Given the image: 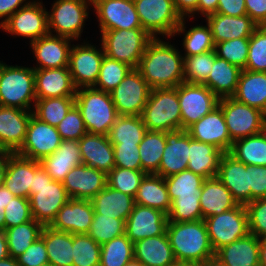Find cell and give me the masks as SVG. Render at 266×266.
Returning <instances> with one entry per match:
<instances>
[{
  "label": "cell",
  "mask_w": 266,
  "mask_h": 266,
  "mask_svg": "<svg viewBox=\"0 0 266 266\" xmlns=\"http://www.w3.org/2000/svg\"><path fill=\"white\" fill-rule=\"evenodd\" d=\"M16 259L20 266H42L49 264L44 240L39 237Z\"/></svg>",
  "instance_id": "59"
},
{
  "label": "cell",
  "mask_w": 266,
  "mask_h": 266,
  "mask_svg": "<svg viewBox=\"0 0 266 266\" xmlns=\"http://www.w3.org/2000/svg\"><path fill=\"white\" fill-rule=\"evenodd\" d=\"M62 138L56 127L42 122L31 115L24 143L16 154L41 161L43 158L54 153L61 145Z\"/></svg>",
  "instance_id": "18"
},
{
  "label": "cell",
  "mask_w": 266,
  "mask_h": 266,
  "mask_svg": "<svg viewBox=\"0 0 266 266\" xmlns=\"http://www.w3.org/2000/svg\"><path fill=\"white\" fill-rule=\"evenodd\" d=\"M182 18L180 25L176 28L173 38L177 35L183 34L182 47L184 53L183 57H191L194 55L206 53L215 50V44L210 26L206 25H193L188 30L186 29V20Z\"/></svg>",
  "instance_id": "41"
},
{
  "label": "cell",
  "mask_w": 266,
  "mask_h": 266,
  "mask_svg": "<svg viewBox=\"0 0 266 266\" xmlns=\"http://www.w3.org/2000/svg\"><path fill=\"white\" fill-rule=\"evenodd\" d=\"M82 163L106 175L115 167L113 145L108 136L86 133L78 140Z\"/></svg>",
  "instance_id": "29"
},
{
  "label": "cell",
  "mask_w": 266,
  "mask_h": 266,
  "mask_svg": "<svg viewBox=\"0 0 266 266\" xmlns=\"http://www.w3.org/2000/svg\"><path fill=\"white\" fill-rule=\"evenodd\" d=\"M166 233L177 263L208 265L214 262L205 221H168Z\"/></svg>",
  "instance_id": "2"
},
{
  "label": "cell",
  "mask_w": 266,
  "mask_h": 266,
  "mask_svg": "<svg viewBox=\"0 0 266 266\" xmlns=\"http://www.w3.org/2000/svg\"><path fill=\"white\" fill-rule=\"evenodd\" d=\"M166 146L155 173L163 178L187 170L190 153V134L187 130L177 129L165 132Z\"/></svg>",
  "instance_id": "23"
},
{
  "label": "cell",
  "mask_w": 266,
  "mask_h": 266,
  "mask_svg": "<svg viewBox=\"0 0 266 266\" xmlns=\"http://www.w3.org/2000/svg\"><path fill=\"white\" fill-rule=\"evenodd\" d=\"M249 233L257 238L266 236V198L254 199L245 205Z\"/></svg>",
  "instance_id": "56"
},
{
  "label": "cell",
  "mask_w": 266,
  "mask_h": 266,
  "mask_svg": "<svg viewBox=\"0 0 266 266\" xmlns=\"http://www.w3.org/2000/svg\"><path fill=\"white\" fill-rule=\"evenodd\" d=\"M94 215L91 200L70 198L49 225L54 230L71 234H88Z\"/></svg>",
  "instance_id": "22"
},
{
  "label": "cell",
  "mask_w": 266,
  "mask_h": 266,
  "mask_svg": "<svg viewBox=\"0 0 266 266\" xmlns=\"http://www.w3.org/2000/svg\"><path fill=\"white\" fill-rule=\"evenodd\" d=\"M123 266H144V265L140 261L133 259Z\"/></svg>",
  "instance_id": "71"
},
{
  "label": "cell",
  "mask_w": 266,
  "mask_h": 266,
  "mask_svg": "<svg viewBox=\"0 0 266 266\" xmlns=\"http://www.w3.org/2000/svg\"><path fill=\"white\" fill-rule=\"evenodd\" d=\"M74 40L47 34L30 44L33 58L37 64L33 69H51L68 67L69 54Z\"/></svg>",
  "instance_id": "21"
},
{
  "label": "cell",
  "mask_w": 266,
  "mask_h": 266,
  "mask_svg": "<svg viewBox=\"0 0 266 266\" xmlns=\"http://www.w3.org/2000/svg\"><path fill=\"white\" fill-rule=\"evenodd\" d=\"M265 130H266V112L264 113Z\"/></svg>",
  "instance_id": "73"
},
{
  "label": "cell",
  "mask_w": 266,
  "mask_h": 266,
  "mask_svg": "<svg viewBox=\"0 0 266 266\" xmlns=\"http://www.w3.org/2000/svg\"><path fill=\"white\" fill-rule=\"evenodd\" d=\"M181 111V129L191 125L218 106L219 98L203 84L180 83L177 86Z\"/></svg>",
  "instance_id": "15"
},
{
  "label": "cell",
  "mask_w": 266,
  "mask_h": 266,
  "mask_svg": "<svg viewBox=\"0 0 266 266\" xmlns=\"http://www.w3.org/2000/svg\"><path fill=\"white\" fill-rule=\"evenodd\" d=\"M210 26L214 44L236 38H250L258 25L246 14L228 16L215 13L205 18Z\"/></svg>",
  "instance_id": "30"
},
{
  "label": "cell",
  "mask_w": 266,
  "mask_h": 266,
  "mask_svg": "<svg viewBox=\"0 0 266 266\" xmlns=\"http://www.w3.org/2000/svg\"><path fill=\"white\" fill-rule=\"evenodd\" d=\"M167 223L168 216L161 210L135 204L125 221V234L135 243L141 239L163 235Z\"/></svg>",
  "instance_id": "20"
},
{
  "label": "cell",
  "mask_w": 266,
  "mask_h": 266,
  "mask_svg": "<svg viewBox=\"0 0 266 266\" xmlns=\"http://www.w3.org/2000/svg\"><path fill=\"white\" fill-rule=\"evenodd\" d=\"M153 38L136 68L151 89L174 88L184 81V57L174 44Z\"/></svg>",
  "instance_id": "1"
},
{
  "label": "cell",
  "mask_w": 266,
  "mask_h": 266,
  "mask_svg": "<svg viewBox=\"0 0 266 266\" xmlns=\"http://www.w3.org/2000/svg\"><path fill=\"white\" fill-rule=\"evenodd\" d=\"M216 13L228 16H243L247 14L245 0H218Z\"/></svg>",
  "instance_id": "62"
},
{
  "label": "cell",
  "mask_w": 266,
  "mask_h": 266,
  "mask_svg": "<svg viewBox=\"0 0 266 266\" xmlns=\"http://www.w3.org/2000/svg\"><path fill=\"white\" fill-rule=\"evenodd\" d=\"M10 154V151L4 149L0 150V186L3 185V175Z\"/></svg>",
  "instance_id": "67"
},
{
  "label": "cell",
  "mask_w": 266,
  "mask_h": 266,
  "mask_svg": "<svg viewBox=\"0 0 266 266\" xmlns=\"http://www.w3.org/2000/svg\"><path fill=\"white\" fill-rule=\"evenodd\" d=\"M247 15L258 25L266 26V0H245Z\"/></svg>",
  "instance_id": "61"
},
{
  "label": "cell",
  "mask_w": 266,
  "mask_h": 266,
  "mask_svg": "<svg viewBox=\"0 0 266 266\" xmlns=\"http://www.w3.org/2000/svg\"><path fill=\"white\" fill-rule=\"evenodd\" d=\"M173 1L176 11L180 14L182 18H188V20L190 19L192 21V19L196 17L199 0H173Z\"/></svg>",
  "instance_id": "64"
},
{
  "label": "cell",
  "mask_w": 266,
  "mask_h": 266,
  "mask_svg": "<svg viewBox=\"0 0 266 266\" xmlns=\"http://www.w3.org/2000/svg\"><path fill=\"white\" fill-rule=\"evenodd\" d=\"M75 105L88 133L108 136L118 117L109 92L94 87L79 88L76 90Z\"/></svg>",
  "instance_id": "6"
},
{
  "label": "cell",
  "mask_w": 266,
  "mask_h": 266,
  "mask_svg": "<svg viewBox=\"0 0 266 266\" xmlns=\"http://www.w3.org/2000/svg\"><path fill=\"white\" fill-rule=\"evenodd\" d=\"M32 111L0 106V148L16 153L27 133Z\"/></svg>",
  "instance_id": "25"
},
{
  "label": "cell",
  "mask_w": 266,
  "mask_h": 266,
  "mask_svg": "<svg viewBox=\"0 0 266 266\" xmlns=\"http://www.w3.org/2000/svg\"><path fill=\"white\" fill-rule=\"evenodd\" d=\"M91 202L94 207V214L127 220L132 212L135 199L121 191L115 190L108 185L95 195Z\"/></svg>",
  "instance_id": "36"
},
{
  "label": "cell",
  "mask_w": 266,
  "mask_h": 266,
  "mask_svg": "<svg viewBox=\"0 0 266 266\" xmlns=\"http://www.w3.org/2000/svg\"><path fill=\"white\" fill-rule=\"evenodd\" d=\"M218 7V0H199L197 7V16H203L204 19L215 14Z\"/></svg>",
  "instance_id": "66"
},
{
  "label": "cell",
  "mask_w": 266,
  "mask_h": 266,
  "mask_svg": "<svg viewBox=\"0 0 266 266\" xmlns=\"http://www.w3.org/2000/svg\"><path fill=\"white\" fill-rule=\"evenodd\" d=\"M31 0H0V26L17 10ZM3 19V20H2Z\"/></svg>",
  "instance_id": "63"
},
{
  "label": "cell",
  "mask_w": 266,
  "mask_h": 266,
  "mask_svg": "<svg viewBox=\"0 0 266 266\" xmlns=\"http://www.w3.org/2000/svg\"><path fill=\"white\" fill-rule=\"evenodd\" d=\"M133 250L134 259L144 266H172L177 263L166 232L136 241Z\"/></svg>",
  "instance_id": "32"
},
{
  "label": "cell",
  "mask_w": 266,
  "mask_h": 266,
  "mask_svg": "<svg viewBox=\"0 0 266 266\" xmlns=\"http://www.w3.org/2000/svg\"><path fill=\"white\" fill-rule=\"evenodd\" d=\"M0 266H20V265L18 264L16 258L9 256L0 260Z\"/></svg>",
  "instance_id": "70"
},
{
  "label": "cell",
  "mask_w": 266,
  "mask_h": 266,
  "mask_svg": "<svg viewBox=\"0 0 266 266\" xmlns=\"http://www.w3.org/2000/svg\"><path fill=\"white\" fill-rule=\"evenodd\" d=\"M172 266H201V264H195V263H176Z\"/></svg>",
  "instance_id": "72"
},
{
  "label": "cell",
  "mask_w": 266,
  "mask_h": 266,
  "mask_svg": "<svg viewBox=\"0 0 266 266\" xmlns=\"http://www.w3.org/2000/svg\"><path fill=\"white\" fill-rule=\"evenodd\" d=\"M125 234V221L122 219L94 214L88 235L99 245Z\"/></svg>",
  "instance_id": "51"
},
{
  "label": "cell",
  "mask_w": 266,
  "mask_h": 266,
  "mask_svg": "<svg viewBox=\"0 0 266 266\" xmlns=\"http://www.w3.org/2000/svg\"><path fill=\"white\" fill-rule=\"evenodd\" d=\"M259 238L248 234L215 252L216 266H260Z\"/></svg>",
  "instance_id": "27"
},
{
  "label": "cell",
  "mask_w": 266,
  "mask_h": 266,
  "mask_svg": "<svg viewBox=\"0 0 266 266\" xmlns=\"http://www.w3.org/2000/svg\"><path fill=\"white\" fill-rule=\"evenodd\" d=\"M165 146V132L148 130L145 132L139 144L142 171L155 174L159 170Z\"/></svg>",
  "instance_id": "44"
},
{
  "label": "cell",
  "mask_w": 266,
  "mask_h": 266,
  "mask_svg": "<svg viewBox=\"0 0 266 266\" xmlns=\"http://www.w3.org/2000/svg\"><path fill=\"white\" fill-rule=\"evenodd\" d=\"M245 70L266 72V26H258L249 38Z\"/></svg>",
  "instance_id": "54"
},
{
  "label": "cell",
  "mask_w": 266,
  "mask_h": 266,
  "mask_svg": "<svg viewBox=\"0 0 266 266\" xmlns=\"http://www.w3.org/2000/svg\"><path fill=\"white\" fill-rule=\"evenodd\" d=\"M200 208L202 219L219 215L238 205L229 189L217 178H208L203 182L200 191Z\"/></svg>",
  "instance_id": "34"
},
{
  "label": "cell",
  "mask_w": 266,
  "mask_h": 266,
  "mask_svg": "<svg viewBox=\"0 0 266 266\" xmlns=\"http://www.w3.org/2000/svg\"><path fill=\"white\" fill-rule=\"evenodd\" d=\"M211 247L216 252L249 234L245 205L238 204L231 210L204 219Z\"/></svg>",
  "instance_id": "11"
},
{
  "label": "cell",
  "mask_w": 266,
  "mask_h": 266,
  "mask_svg": "<svg viewBox=\"0 0 266 266\" xmlns=\"http://www.w3.org/2000/svg\"><path fill=\"white\" fill-rule=\"evenodd\" d=\"M36 99L53 97H75L68 67L51 69H34Z\"/></svg>",
  "instance_id": "28"
},
{
  "label": "cell",
  "mask_w": 266,
  "mask_h": 266,
  "mask_svg": "<svg viewBox=\"0 0 266 266\" xmlns=\"http://www.w3.org/2000/svg\"><path fill=\"white\" fill-rule=\"evenodd\" d=\"M15 196L4 186H0V230H5L4 208Z\"/></svg>",
  "instance_id": "65"
},
{
  "label": "cell",
  "mask_w": 266,
  "mask_h": 266,
  "mask_svg": "<svg viewBox=\"0 0 266 266\" xmlns=\"http://www.w3.org/2000/svg\"><path fill=\"white\" fill-rule=\"evenodd\" d=\"M74 105L75 97L36 99L32 112L42 122L56 127Z\"/></svg>",
  "instance_id": "46"
},
{
  "label": "cell",
  "mask_w": 266,
  "mask_h": 266,
  "mask_svg": "<svg viewBox=\"0 0 266 266\" xmlns=\"http://www.w3.org/2000/svg\"><path fill=\"white\" fill-rule=\"evenodd\" d=\"M229 153L246 165L266 166V130L235 140Z\"/></svg>",
  "instance_id": "42"
},
{
  "label": "cell",
  "mask_w": 266,
  "mask_h": 266,
  "mask_svg": "<svg viewBox=\"0 0 266 266\" xmlns=\"http://www.w3.org/2000/svg\"><path fill=\"white\" fill-rule=\"evenodd\" d=\"M115 167L142 170L139 144L113 145Z\"/></svg>",
  "instance_id": "58"
},
{
  "label": "cell",
  "mask_w": 266,
  "mask_h": 266,
  "mask_svg": "<svg viewBox=\"0 0 266 266\" xmlns=\"http://www.w3.org/2000/svg\"><path fill=\"white\" fill-rule=\"evenodd\" d=\"M39 162L53 180L62 182L72 168L83 164L78 140H62L54 153Z\"/></svg>",
  "instance_id": "33"
},
{
  "label": "cell",
  "mask_w": 266,
  "mask_h": 266,
  "mask_svg": "<svg viewBox=\"0 0 266 266\" xmlns=\"http://www.w3.org/2000/svg\"><path fill=\"white\" fill-rule=\"evenodd\" d=\"M251 201L266 198V166L250 165Z\"/></svg>",
  "instance_id": "60"
},
{
  "label": "cell",
  "mask_w": 266,
  "mask_h": 266,
  "mask_svg": "<svg viewBox=\"0 0 266 266\" xmlns=\"http://www.w3.org/2000/svg\"><path fill=\"white\" fill-rule=\"evenodd\" d=\"M151 88L137 69H132L110 92L118 115L141 116Z\"/></svg>",
  "instance_id": "16"
},
{
  "label": "cell",
  "mask_w": 266,
  "mask_h": 266,
  "mask_svg": "<svg viewBox=\"0 0 266 266\" xmlns=\"http://www.w3.org/2000/svg\"><path fill=\"white\" fill-rule=\"evenodd\" d=\"M101 245L88 234H73V266H100Z\"/></svg>",
  "instance_id": "50"
},
{
  "label": "cell",
  "mask_w": 266,
  "mask_h": 266,
  "mask_svg": "<svg viewBox=\"0 0 266 266\" xmlns=\"http://www.w3.org/2000/svg\"><path fill=\"white\" fill-rule=\"evenodd\" d=\"M62 140H79L87 133L81 113L74 105L56 126Z\"/></svg>",
  "instance_id": "55"
},
{
  "label": "cell",
  "mask_w": 266,
  "mask_h": 266,
  "mask_svg": "<svg viewBox=\"0 0 266 266\" xmlns=\"http://www.w3.org/2000/svg\"><path fill=\"white\" fill-rule=\"evenodd\" d=\"M43 225L34 219L5 229L9 256L17 258L41 235Z\"/></svg>",
  "instance_id": "45"
},
{
  "label": "cell",
  "mask_w": 266,
  "mask_h": 266,
  "mask_svg": "<svg viewBox=\"0 0 266 266\" xmlns=\"http://www.w3.org/2000/svg\"><path fill=\"white\" fill-rule=\"evenodd\" d=\"M5 229L15 227L31 221V208L29 199L24 197H14L4 208Z\"/></svg>",
  "instance_id": "57"
},
{
  "label": "cell",
  "mask_w": 266,
  "mask_h": 266,
  "mask_svg": "<svg viewBox=\"0 0 266 266\" xmlns=\"http://www.w3.org/2000/svg\"><path fill=\"white\" fill-rule=\"evenodd\" d=\"M104 54L136 69L153 37L143 28L118 29L100 33Z\"/></svg>",
  "instance_id": "8"
},
{
  "label": "cell",
  "mask_w": 266,
  "mask_h": 266,
  "mask_svg": "<svg viewBox=\"0 0 266 266\" xmlns=\"http://www.w3.org/2000/svg\"><path fill=\"white\" fill-rule=\"evenodd\" d=\"M99 32L142 28L132 0H92Z\"/></svg>",
  "instance_id": "17"
},
{
  "label": "cell",
  "mask_w": 266,
  "mask_h": 266,
  "mask_svg": "<svg viewBox=\"0 0 266 266\" xmlns=\"http://www.w3.org/2000/svg\"><path fill=\"white\" fill-rule=\"evenodd\" d=\"M171 208L168 221L189 222L202 220L200 191L205 178L190 170L164 178Z\"/></svg>",
  "instance_id": "3"
},
{
  "label": "cell",
  "mask_w": 266,
  "mask_h": 266,
  "mask_svg": "<svg viewBox=\"0 0 266 266\" xmlns=\"http://www.w3.org/2000/svg\"><path fill=\"white\" fill-rule=\"evenodd\" d=\"M133 259V242L126 234L101 245L100 266H123Z\"/></svg>",
  "instance_id": "47"
},
{
  "label": "cell",
  "mask_w": 266,
  "mask_h": 266,
  "mask_svg": "<svg viewBox=\"0 0 266 266\" xmlns=\"http://www.w3.org/2000/svg\"><path fill=\"white\" fill-rule=\"evenodd\" d=\"M249 38H236L215 44L216 55L241 70L246 68Z\"/></svg>",
  "instance_id": "53"
},
{
  "label": "cell",
  "mask_w": 266,
  "mask_h": 266,
  "mask_svg": "<svg viewBox=\"0 0 266 266\" xmlns=\"http://www.w3.org/2000/svg\"><path fill=\"white\" fill-rule=\"evenodd\" d=\"M241 205L251 202L250 165L237 160L229 152L223 153L216 176Z\"/></svg>",
  "instance_id": "19"
},
{
  "label": "cell",
  "mask_w": 266,
  "mask_h": 266,
  "mask_svg": "<svg viewBox=\"0 0 266 266\" xmlns=\"http://www.w3.org/2000/svg\"><path fill=\"white\" fill-rule=\"evenodd\" d=\"M40 0H31L13 13L0 29L6 34L29 39V43L49 34L48 13Z\"/></svg>",
  "instance_id": "13"
},
{
  "label": "cell",
  "mask_w": 266,
  "mask_h": 266,
  "mask_svg": "<svg viewBox=\"0 0 266 266\" xmlns=\"http://www.w3.org/2000/svg\"><path fill=\"white\" fill-rule=\"evenodd\" d=\"M260 266H266V236L259 238Z\"/></svg>",
  "instance_id": "69"
},
{
  "label": "cell",
  "mask_w": 266,
  "mask_h": 266,
  "mask_svg": "<svg viewBox=\"0 0 266 266\" xmlns=\"http://www.w3.org/2000/svg\"><path fill=\"white\" fill-rule=\"evenodd\" d=\"M34 177V160L11 153L3 175V185L16 197L29 199Z\"/></svg>",
  "instance_id": "31"
},
{
  "label": "cell",
  "mask_w": 266,
  "mask_h": 266,
  "mask_svg": "<svg viewBox=\"0 0 266 266\" xmlns=\"http://www.w3.org/2000/svg\"><path fill=\"white\" fill-rule=\"evenodd\" d=\"M187 132L194 140L214 145L223 153L230 152L233 145L219 106L191 125Z\"/></svg>",
  "instance_id": "24"
},
{
  "label": "cell",
  "mask_w": 266,
  "mask_h": 266,
  "mask_svg": "<svg viewBox=\"0 0 266 266\" xmlns=\"http://www.w3.org/2000/svg\"><path fill=\"white\" fill-rule=\"evenodd\" d=\"M0 60V106L32 111L36 101L34 69Z\"/></svg>",
  "instance_id": "5"
},
{
  "label": "cell",
  "mask_w": 266,
  "mask_h": 266,
  "mask_svg": "<svg viewBox=\"0 0 266 266\" xmlns=\"http://www.w3.org/2000/svg\"><path fill=\"white\" fill-rule=\"evenodd\" d=\"M147 175L142 170H131L114 167L107 174V185L129 196L135 197L144 177Z\"/></svg>",
  "instance_id": "52"
},
{
  "label": "cell",
  "mask_w": 266,
  "mask_h": 266,
  "mask_svg": "<svg viewBox=\"0 0 266 266\" xmlns=\"http://www.w3.org/2000/svg\"><path fill=\"white\" fill-rule=\"evenodd\" d=\"M91 7L92 0H54L47 11L49 34L78 41Z\"/></svg>",
  "instance_id": "9"
},
{
  "label": "cell",
  "mask_w": 266,
  "mask_h": 266,
  "mask_svg": "<svg viewBox=\"0 0 266 266\" xmlns=\"http://www.w3.org/2000/svg\"><path fill=\"white\" fill-rule=\"evenodd\" d=\"M62 183L70 198L91 200L107 186V175L82 164L72 168Z\"/></svg>",
  "instance_id": "26"
},
{
  "label": "cell",
  "mask_w": 266,
  "mask_h": 266,
  "mask_svg": "<svg viewBox=\"0 0 266 266\" xmlns=\"http://www.w3.org/2000/svg\"><path fill=\"white\" fill-rule=\"evenodd\" d=\"M132 69L129 65L105 55L94 88L110 93Z\"/></svg>",
  "instance_id": "48"
},
{
  "label": "cell",
  "mask_w": 266,
  "mask_h": 266,
  "mask_svg": "<svg viewBox=\"0 0 266 266\" xmlns=\"http://www.w3.org/2000/svg\"><path fill=\"white\" fill-rule=\"evenodd\" d=\"M135 204L161 210L168 215L171 208L167 185L162 176L147 174L139 185Z\"/></svg>",
  "instance_id": "40"
},
{
  "label": "cell",
  "mask_w": 266,
  "mask_h": 266,
  "mask_svg": "<svg viewBox=\"0 0 266 266\" xmlns=\"http://www.w3.org/2000/svg\"><path fill=\"white\" fill-rule=\"evenodd\" d=\"M133 2L145 31L153 38L161 36L167 40L173 38L182 20L173 0H133Z\"/></svg>",
  "instance_id": "10"
},
{
  "label": "cell",
  "mask_w": 266,
  "mask_h": 266,
  "mask_svg": "<svg viewBox=\"0 0 266 266\" xmlns=\"http://www.w3.org/2000/svg\"><path fill=\"white\" fill-rule=\"evenodd\" d=\"M232 98L266 112V72L242 70Z\"/></svg>",
  "instance_id": "35"
},
{
  "label": "cell",
  "mask_w": 266,
  "mask_h": 266,
  "mask_svg": "<svg viewBox=\"0 0 266 266\" xmlns=\"http://www.w3.org/2000/svg\"><path fill=\"white\" fill-rule=\"evenodd\" d=\"M241 72L237 66L216 56L208 79L203 85H206L219 99L232 97Z\"/></svg>",
  "instance_id": "38"
},
{
  "label": "cell",
  "mask_w": 266,
  "mask_h": 266,
  "mask_svg": "<svg viewBox=\"0 0 266 266\" xmlns=\"http://www.w3.org/2000/svg\"><path fill=\"white\" fill-rule=\"evenodd\" d=\"M146 131L141 116L118 115L108 138L112 145L140 144Z\"/></svg>",
  "instance_id": "43"
},
{
  "label": "cell",
  "mask_w": 266,
  "mask_h": 266,
  "mask_svg": "<svg viewBox=\"0 0 266 266\" xmlns=\"http://www.w3.org/2000/svg\"><path fill=\"white\" fill-rule=\"evenodd\" d=\"M9 257L5 230H0V260Z\"/></svg>",
  "instance_id": "68"
},
{
  "label": "cell",
  "mask_w": 266,
  "mask_h": 266,
  "mask_svg": "<svg viewBox=\"0 0 266 266\" xmlns=\"http://www.w3.org/2000/svg\"><path fill=\"white\" fill-rule=\"evenodd\" d=\"M201 266H216L214 263L208 265H201Z\"/></svg>",
  "instance_id": "74"
},
{
  "label": "cell",
  "mask_w": 266,
  "mask_h": 266,
  "mask_svg": "<svg viewBox=\"0 0 266 266\" xmlns=\"http://www.w3.org/2000/svg\"><path fill=\"white\" fill-rule=\"evenodd\" d=\"M98 45L99 48L89 44L87 39L81 44L72 45L68 69L76 89L95 86L105 56L101 43Z\"/></svg>",
  "instance_id": "14"
},
{
  "label": "cell",
  "mask_w": 266,
  "mask_h": 266,
  "mask_svg": "<svg viewBox=\"0 0 266 266\" xmlns=\"http://www.w3.org/2000/svg\"><path fill=\"white\" fill-rule=\"evenodd\" d=\"M223 152L214 145L194 140L190 136V153L187 170L208 179L217 176Z\"/></svg>",
  "instance_id": "37"
},
{
  "label": "cell",
  "mask_w": 266,
  "mask_h": 266,
  "mask_svg": "<svg viewBox=\"0 0 266 266\" xmlns=\"http://www.w3.org/2000/svg\"><path fill=\"white\" fill-rule=\"evenodd\" d=\"M40 237L46 245L51 266H73V234L44 226Z\"/></svg>",
  "instance_id": "39"
},
{
  "label": "cell",
  "mask_w": 266,
  "mask_h": 266,
  "mask_svg": "<svg viewBox=\"0 0 266 266\" xmlns=\"http://www.w3.org/2000/svg\"><path fill=\"white\" fill-rule=\"evenodd\" d=\"M141 118L148 131L181 129V111L177 87L151 89Z\"/></svg>",
  "instance_id": "7"
},
{
  "label": "cell",
  "mask_w": 266,
  "mask_h": 266,
  "mask_svg": "<svg viewBox=\"0 0 266 266\" xmlns=\"http://www.w3.org/2000/svg\"><path fill=\"white\" fill-rule=\"evenodd\" d=\"M218 106L222 109L233 142L265 130L264 112L259 109L240 103L232 97L219 99Z\"/></svg>",
  "instance_id": "12"
},
{
  "label": "cell",
  "mask_w": 266,
  "mask_h": 266,
  "mask_svg": "<svg viewBox=\"0 0 266 266\" xmlns=\"http://www.w3.org/2000/svg\"><path fill=\"white\" fill-rule=\"evenodd\" d=\"M69 199L63 183L53 180L40 162L34 160V177L29 197L32 218L43 226H49Z\"/></svg>",
  "instance_id": "4"
},
{
  "label": "cell",
  "mask_w": 266,
  "mask_h": 266,
  "mask_svg": "<svg viewBox=\"0 0 266 266\" xmlns=\"http://www.w3.org/2000/svg\"><path fill=\"white\" fill-rule=\"evenodd\" d=\"M215 50L184 57V81L190 84H203L211 72L216 58Z\"/></svg>",
  "instance_id": "49"
}]
</instances>
